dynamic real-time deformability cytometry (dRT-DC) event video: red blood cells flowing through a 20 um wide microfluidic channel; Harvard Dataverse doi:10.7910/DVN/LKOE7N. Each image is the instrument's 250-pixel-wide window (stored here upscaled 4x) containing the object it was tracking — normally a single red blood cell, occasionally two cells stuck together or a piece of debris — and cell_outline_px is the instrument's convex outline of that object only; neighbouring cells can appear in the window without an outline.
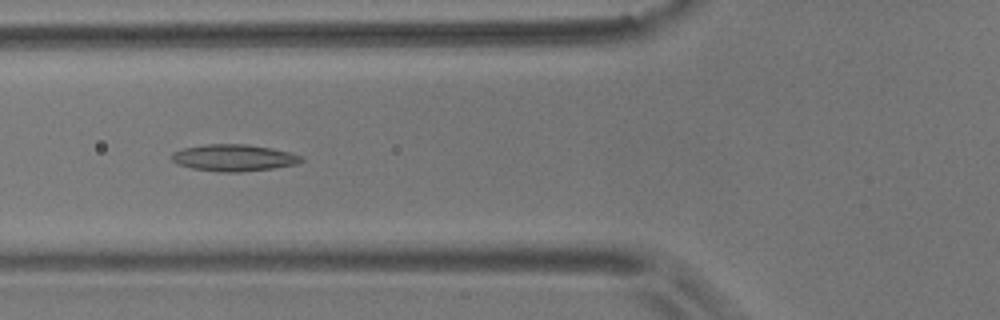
{"species": "common noctule bat (a hibernating species)", "species_latin": "Nyctalus noctula", "temperature_condition": "room temperature", "stored_images_in_passage": 57, "camera_frame_rate_fps": 3000, "um_per_image_px": 0.085, "animal": {"sex": "male", "body_mass_g": 17.9}, "frame": {"image": 1, "passage_image": 21, "time_ms": 6.667, "image_size_px": [1000, 320], "cell_outline_px": [[304, 160], [296, 164], [272, 168], [240, 172], [220, 172], [192, 168], [176, 164], [172, 160], [172, 152], [184, 148], [204, 144], [244, 144], [272, 148], [304, 156]], "centroid_in_image_um": [19.86, 13.41], "position_along_channel_um": 105.9, "area_um2": 20.17}}
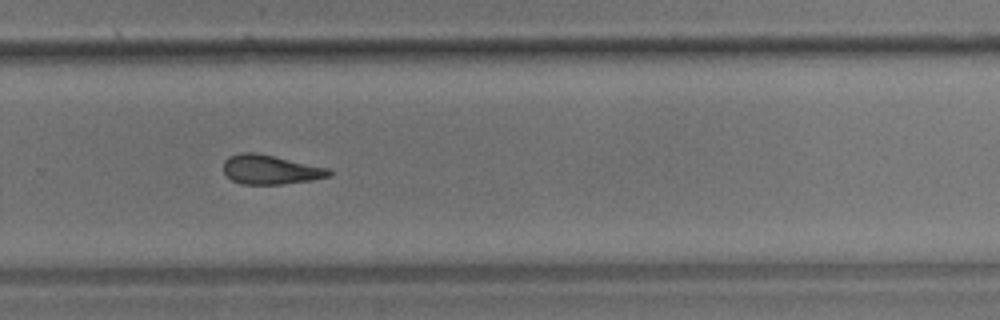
{"frame": {"image": 2, "passage_image": 38, "time_ms": 12.333, "image_size_px": [1000, 320], "cell_outline_px": [[332, 176], [312, 180], [280, 184], [240, 184], [232, 180], [224, 172], [224, 160], [228, 156], [240, 152], [256, 152], [328, 168], [332, 172]], "centroid_in_image_um": [22.97, 14.41], "position_along_channel_um": 306.8, "area_um2": 18.03}}
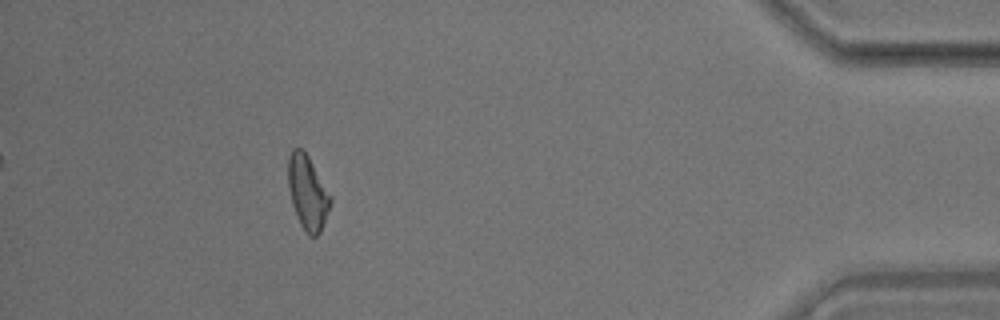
{"frame": {"image": 3, "passage_image": 51, "time_ms": 16.667, "image_size_px": [1000, 320], "cell_outline_px": [[332, 200], [320, 232], [316, 236], [308, 236], [300, 224], [296, 216], [292, 204], [288, 188], [288, 156], [292, 148], [300, 148], [308, 156], [332, 196]], "centroid_in_image_um": [26.13, 16.37], "position_along_channel_um": 409.1, "area_um2": 18.26}, "authors_computed_cell_mechanics": {"area_um2": 18.7272, "velocity_mm_per_s": 3.5643, "shape_relaxation_time_tau1_ms": null, "shape_relaxation_time_tau2_ms": 6.548, "deformation_change_tau1": null, "deformation_change_tau2": 0.1717}}